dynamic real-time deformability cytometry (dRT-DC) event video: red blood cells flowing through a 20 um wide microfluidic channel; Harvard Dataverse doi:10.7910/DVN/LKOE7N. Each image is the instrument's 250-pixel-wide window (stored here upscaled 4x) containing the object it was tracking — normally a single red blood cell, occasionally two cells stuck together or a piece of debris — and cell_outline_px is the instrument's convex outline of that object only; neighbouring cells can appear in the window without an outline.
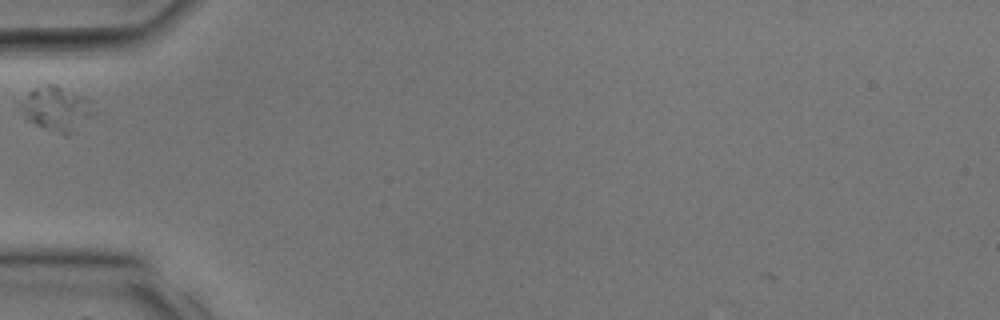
{"species": "common noctule bat (a hibernating species)", "species_latin": "Nyctalus noctula", "temperature_condition": "room temperature", "stored_images_in_passage": 25, "camera_frame_rate_fps": 3000, "um_per_image_px": 0.085, "animal": {"sex": "male", "body_mass_g": 17.9, "forearm_length_mm": 54.2}, "frame": {"image": 1, "passage_image": 3, "time_ms": 0.667, "image_size_px": [1000, 320], "cell_outline_px": [[92, 116], [76, 132], [64, 136], [24, 120], [24, 104], [28, 92], [32, 88], [44, 84], [56, 84], [88, 100], [92, 112]], "centroid_in_image_um": [4.8, 9.28], "position_along_channel_um": 80.2, "area_um2": 18.44}}
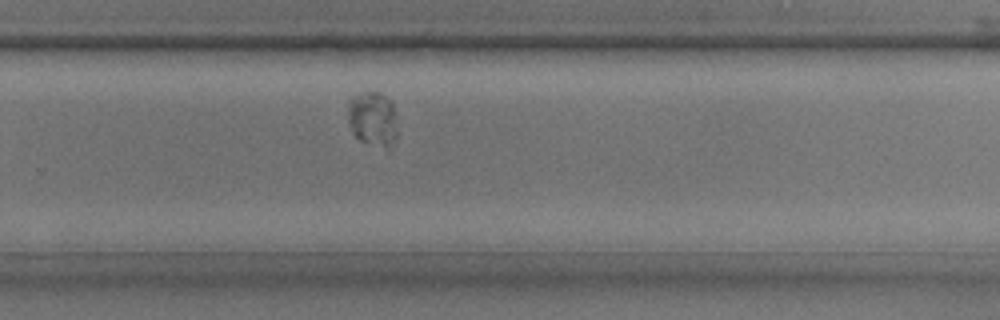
{"frame": {"image": 2, "passage_image": 14, "time_ms": 4.333, "image_size_px": [1000, 320], "cell_outline_px": [[396, 136], [388, 144], [384, 144], [360, 140], [352, 132], [348, 124], [348, 100], [352, 96], [360, 92], [380, 92], [392, 100], [396, 112]], "centroid_in_image_um": [31.65, 9.98], "position_along_channel_um": 298.1, "area_um2": 15.49}}
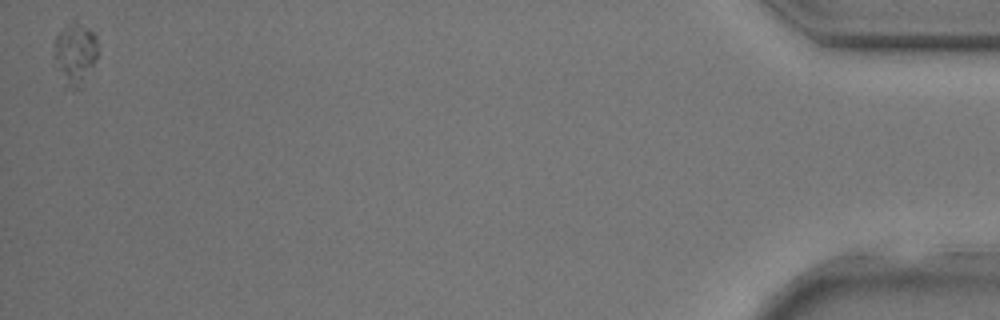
{"frame": {"image": 3, "passage_image": 25, "time_ms": 8.0, "image_size_px": [1000, 320], "cell_outline_px": [[100, 52], [76, 88], [56, 68], [52, 56], [52, 52], [56, 36], [60, 32], [76, 24], [92, 32], [96, 36]], "centroid_in_image_um": [6.38, 4.49], "position_along_channel_um": 428.8, "area_um2": 14.22}}